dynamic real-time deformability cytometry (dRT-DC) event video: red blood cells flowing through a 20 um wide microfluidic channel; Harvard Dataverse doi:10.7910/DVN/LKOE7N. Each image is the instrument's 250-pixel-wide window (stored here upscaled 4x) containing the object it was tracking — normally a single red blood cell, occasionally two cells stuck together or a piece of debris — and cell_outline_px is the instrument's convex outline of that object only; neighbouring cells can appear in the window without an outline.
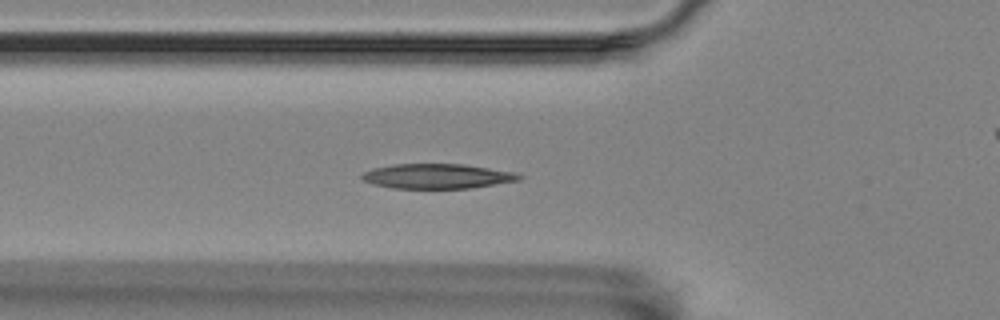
{"species": "Egyptian fruit bat (a non-hibernating species)", "species_latin": "Rousettus aegyptiacus", "temperature_condition": "room temperature", "stored_images_in_passage": 43, "camera_frame_rate_fps": 3000, "um_per_image_px": 0.085, "animal": {"sex": "female"}, "frame": {"image": 1, "passage_image": 15, "time_ms": 4.667, "image_size_px": [1000, 320], "cell_outline_px": [[524, 176], [520, 180], [472, 188], [392, 188], [372, 184], [364, 180], [360, 176], [364, 172], [372, 168], [392, 164], [464, 164], [516, 172]], "centroid_in_image_um": [37.18, 14.97], "position_along_channel_um": 88.6, "area_um2": 22.83}}
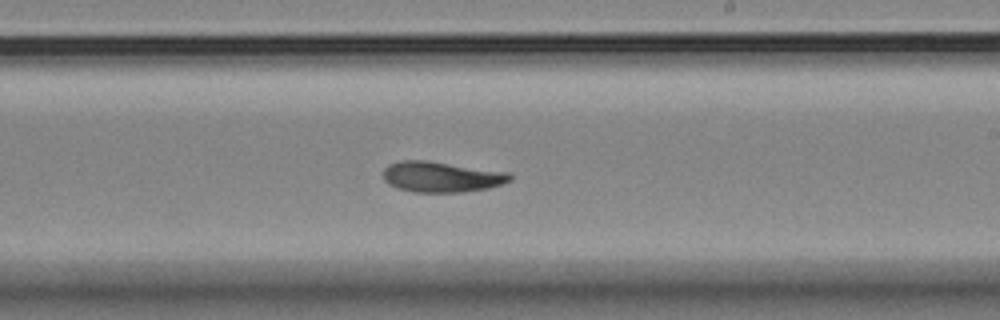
{"frame": {"image": 2, "passage_image": 29, "time_ms": 9.333, "image_size_px": [1000, 320], "cell_outline_px": [[512, 180], [488, 188], [464, 192], [412, 192], [396, 188], [388, 184], [384, 180], [384, 168], [388, 164], [400, 160], [424, 160], [508, 172], [512, 176]], "centroid_in_image_um": [37.48, 15.03], "position_along_channel_um": 251.5, "area_um2": 22.6}}
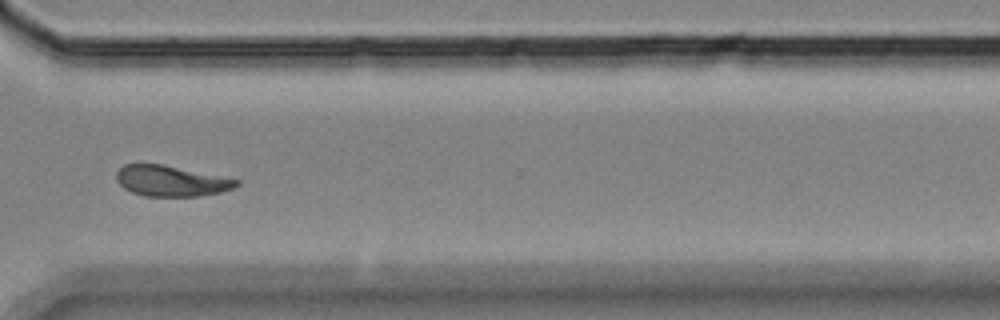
{"frame": {"image": 3, "passage_image": 38, "time_ms": 12.333, "image_size_px": [1000, 320], "cell_outline_px": [[240, 184], [232, 188], [220, 192], [200, 196], [144, 196], [132, 192], [124, 188], [116, 180], [116, 172], [124, 164], [160, 164], [240, 180]], "centroid_in_image_um": [14.51, 15.39], "position_along_channel_um": 356.1, "area_um2": 21.21}, "authors_computed_cell_mechanics": {"area_um2": 22.3686, "velocity_mm_per_s": 3.4806, "shape_relaxation_time_tau1_ms": 5.8645, "shape_relaxation_time_tau2_ms": 4.64, "deformation_change_tau1": 0.1793, "deformation_change_tau2": 0.1114}}